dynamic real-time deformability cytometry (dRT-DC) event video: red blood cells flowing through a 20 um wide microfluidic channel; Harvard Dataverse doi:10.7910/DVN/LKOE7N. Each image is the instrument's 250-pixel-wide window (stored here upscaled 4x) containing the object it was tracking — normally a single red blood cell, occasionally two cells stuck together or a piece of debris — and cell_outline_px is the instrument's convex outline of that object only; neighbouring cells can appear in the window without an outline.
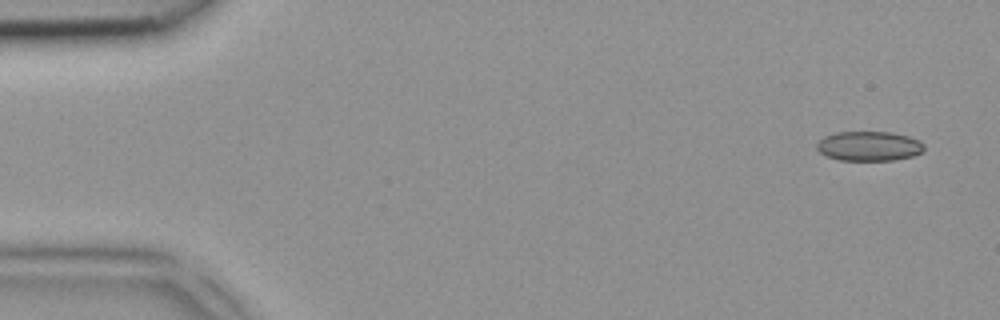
{"species": "common noctule bat (a hibernating species)", "species_latin": "Nyctalus noctula", "temperature_condition": "room temperature", "stored_images_in_passage": 4, "camera_frame_rate_fps": 3000, "um_per_image_px": 0.085, "animal": {"sex": "female", "body_mass_g": 18.4}, "frame": {"image": 1, "passage_image": 1, "time_ms": 0.0, "image_size_px": [1000, 320], "cell_outline_px": [[924, 152], [912, 156], [892, 160], [840, 160], [824, 156], [816, 148], [816, 144], [824, 136], [836, 132], [892, 132], [908, 136], [920, 140], [924, 144]], "centroid_in_image_um": [73.87, 12.42], "position_along_channel_um": 11.1, "area_um2": 18.67}}